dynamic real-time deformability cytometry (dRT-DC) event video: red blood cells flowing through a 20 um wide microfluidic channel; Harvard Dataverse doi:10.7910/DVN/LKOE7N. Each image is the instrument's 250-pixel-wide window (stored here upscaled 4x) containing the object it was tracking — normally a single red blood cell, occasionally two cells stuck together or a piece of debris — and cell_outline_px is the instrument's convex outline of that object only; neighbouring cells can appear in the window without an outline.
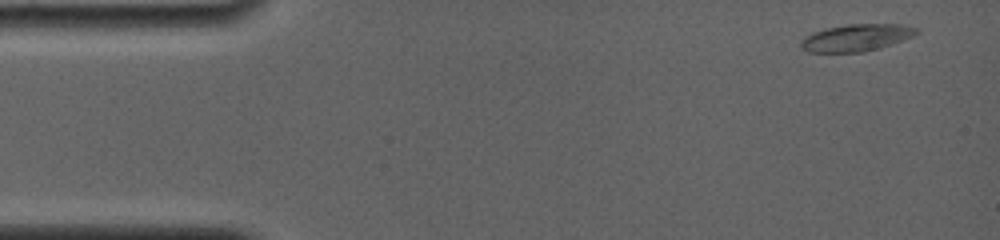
{"species": "common noctule bat (a hibernating species)", "species_latin": "Nyctalus noctula", "temperature_condition": "room temperature", "stored_images_in_passage": 10, "camera_frame_rate_fps": 4000, "um_per_image_px": 0.085, "animal": {"sex": "female", "body_mass_g": 19.0, "forearm_length_mm": 56.7}, "frame": {"image": 1, "passage_image": 1, "time_ms": 0.0, "image_size_px": [1000, 240], "cell_outline_px": [[920, 32], [912, 36], [880, 48], [864, 52], [808, 52], [800, 48], [800, 40], [804, 36], [812, 32], [824, 28], [848, 24], [900, 24], [920, 28]], "centroid_in_image_um": [72.75, 3.2], "position_along_channel_um": 12.2, "area_um2": 18.44}}
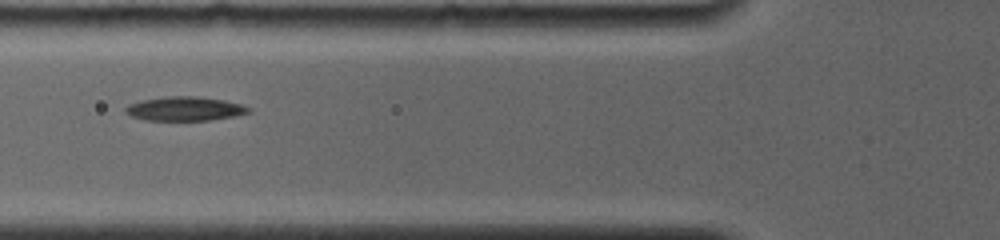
{"frame": {"image": 2, "passage_image": 6, "time_ms": 5.25, "image_size_px": [1000, 240], "cell_outline_px": [[252, 112], [236, 116], [212, 120], [144, 120], [132, 116], [124, 112], [124, 108], [128, 104], [144, 100], [168, 96], [200, 96], [224, 100], [240, 104], [252, 108]], "centroid_in_image_um": [15.75, 9.24], "position_along_channel_um": 110.1, "area_um2": 17.4}}
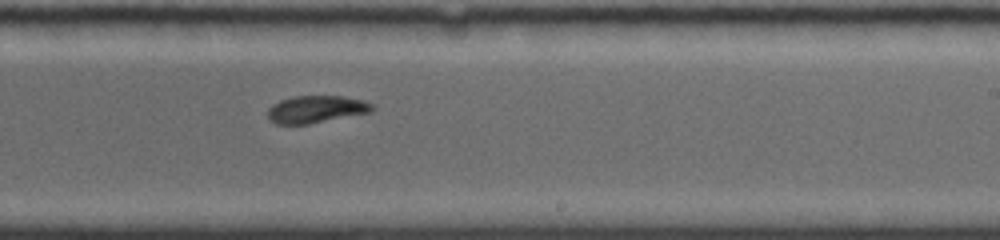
{"frame": {"image": 3, "passage_image": 10, "time_ms": 9.25, "image_size_px": [1000, 240], "cell_outline_px": [[372, 108], [368, 112], [308, 124], [276, 124], [268, 120], [268, 108], [272, 104], [280, 100], [292, 96], [344, 96], [364, 100], [372, 104]], "centroid_in_image_um": [26.79, 9.28], "position_along_channel_um": 262.2, "area_um2": 16.47}}